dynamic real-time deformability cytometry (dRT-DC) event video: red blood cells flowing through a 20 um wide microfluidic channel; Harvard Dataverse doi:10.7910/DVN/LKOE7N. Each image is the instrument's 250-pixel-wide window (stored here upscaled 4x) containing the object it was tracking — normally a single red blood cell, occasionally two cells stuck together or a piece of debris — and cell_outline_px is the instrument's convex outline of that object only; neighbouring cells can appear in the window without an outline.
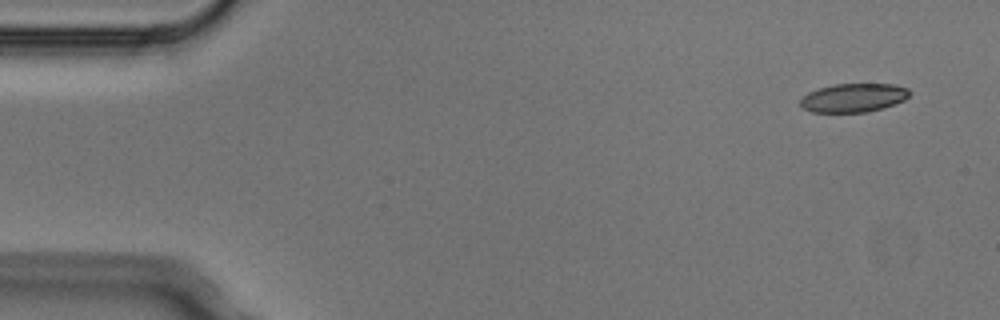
{"species": "Egyptian fruit bat (a non-hibernating species)", "species_latin": "Rousettus aegyptiacus", "temperature_condition": "cold", "stored_images_in_passage": 5, "segment_of_instrument_passage": [2, 2], "camera_frame_rate_fps": 3000, "um_per_image_px": 0.085, "animal": {"sex": "male"}, "frame": {"image": 1, "passage_image": 5, "time_ms": 1.333, "image_size_px": [1000, 320], "cell_outline_px": [[912, 92], [904, 100], [884, 108], [868, 112], [812, 112], [804, 108], [800, 104], [800, 100], [808, 92], [832, 84], [892, 84], [908, 88]], "centroid_in_image_um": [72.57, 8.31], "position_along_channel_um": 12.4, "area_um2": 18.26}}